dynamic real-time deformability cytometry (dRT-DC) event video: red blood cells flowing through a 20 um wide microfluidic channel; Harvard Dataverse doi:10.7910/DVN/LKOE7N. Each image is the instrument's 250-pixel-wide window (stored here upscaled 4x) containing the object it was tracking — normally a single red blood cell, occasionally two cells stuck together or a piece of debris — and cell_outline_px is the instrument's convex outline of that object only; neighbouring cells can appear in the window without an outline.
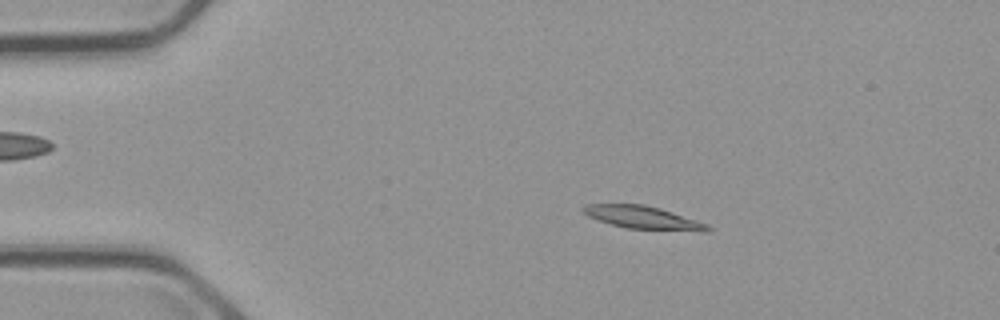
{"species": "common noctule bat (a hibernating species)", "species_latin": "Nyctalus noctula", "temperature_condition": "cold", "stored_images_in_passage": 46, "camera_frame_rate_fps": 3000, "um_per_image_px": 0.085, "animal": {"sex": "male", "body_mass_g": 23.1, "forearm_length_mm": 52.7}, "frame": {"image": 1, "passage_image": 1, "time_ms": 0.0, "image_size_px": [1000, 320], "cell_outline_px": [[712, 228], [708, 232], [704, 232], [628, 228], [596, 220], [588, 216], [580, 208], [584, 204], [644, 204], [660, 208], [708, 224]], "centroid_in_image_um": [54.67, 18.49], "position_along_channel_um": 30.3, "area_um2": 16.65}}
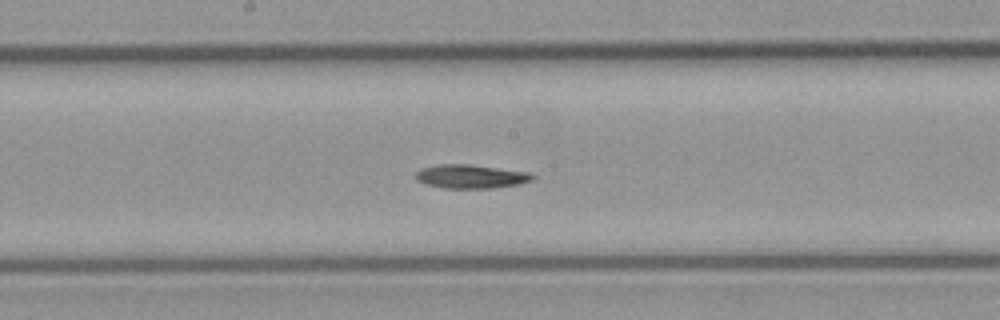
{"frame": {"image": 2, "passage_image": 20, "time_ms": 6.333, "image_size_px": [1000, 320], "cell_outline_px": [[536, 176], [532, 180], [520, 184], [492, 188], [444, 188], [428, 184], [416, 180], [416, 172], [420, 168], [440, 164], [468, 164], [532, 172]], "centroid_in_image_um": [40.07, 14.99], "position_along_channel_um": 208.1, "area_um2": 16.24}}
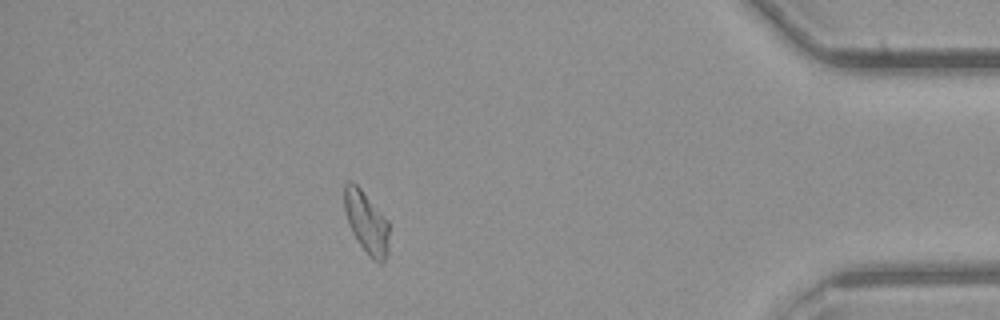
{"frame": {"image": 3, "passage_image": 40, "time_ms": 13.0, "image_size_px": [1000, 320], "cell_outline_px": [[388, 252], [384, 260], [380, 264], [372, 260], [368, 256], [356, 240], [348, 224], [344, 212], [344, 184], [348, 180], [352, 180], [360, 188], [388, 220]], "centroid_in_image_um": [31.12, 18.91], "position_along_channel_um": 404.1, "area_um2": 16.42}, "authors_computed_cell_mechanics": {"area_um2": 16.2996, "velocity_mm_per_s": 3.6566, "shape_relaxation_time_tau1_ms": 10.5124, "shape_relaxation_time_tau2_ms": null, "deformation_change_tau1": 0.2395, "deformation_change_tau2": null}}